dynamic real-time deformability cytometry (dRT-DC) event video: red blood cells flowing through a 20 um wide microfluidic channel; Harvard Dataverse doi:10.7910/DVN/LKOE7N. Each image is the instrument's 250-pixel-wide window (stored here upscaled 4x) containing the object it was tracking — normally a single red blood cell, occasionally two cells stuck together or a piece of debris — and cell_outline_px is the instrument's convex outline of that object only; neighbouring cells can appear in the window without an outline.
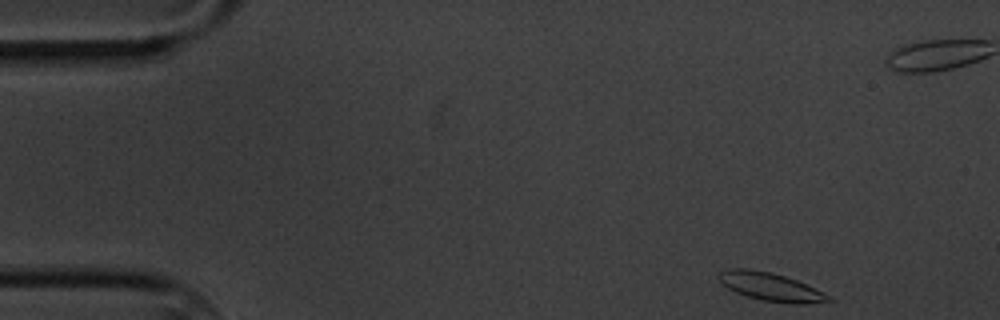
{"species": "common noctule bat (a hibernating species)", "species_latin": "Nyctalus noctula", "temperature_condition": "cold", "stored_images_in_passage": 5, "camera_frame_rate_fps": 3000, "um_per_image_px": 0.085, "animal": {"sex": "male", "body_mass_g": 20.1, "forearm_length_mm": 53.5}, "frame": {"image": 1, "passage_image": 1, "time_ms": 0.0, "image_size_px": [1000, 320], "cell_outline_px": [[836, 300], [808, 304], [792, 304], [764, 300], [748, 296], [736, 292], [720, 284], [716, 276], [720, 272], [728, 268], [748, 268], [772, 272], [796, 280], [824, 292], [832, 296]], "centroid_in_image_um": [65.51, 24.37], "position_along_channel_um": 19.5, "area_um2": 18.26}}